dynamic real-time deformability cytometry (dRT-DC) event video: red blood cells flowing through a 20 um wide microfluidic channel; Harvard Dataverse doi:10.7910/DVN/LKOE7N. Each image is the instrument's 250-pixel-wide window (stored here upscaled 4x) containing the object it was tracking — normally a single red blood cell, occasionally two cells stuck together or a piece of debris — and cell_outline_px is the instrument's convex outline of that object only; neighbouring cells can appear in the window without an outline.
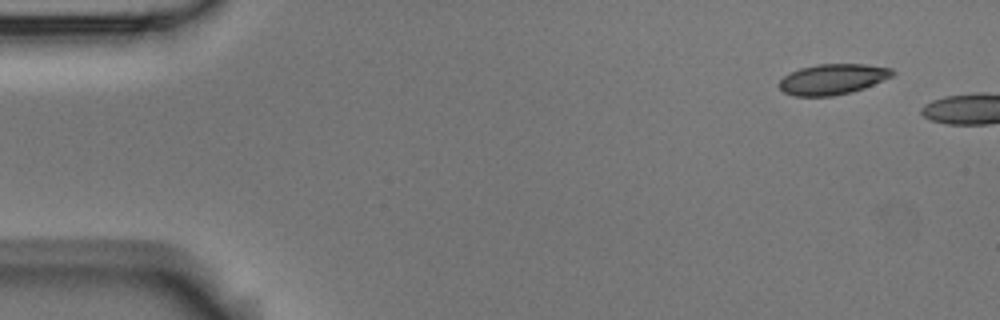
{"species": "Egyptian fruit bat (a non-hibernating species)", "species_latin": "Rousettus aegyptiacus", "temperature_condition": "room temperature", "stored_images_in_passage": 2, "camera_frame_rate_fps": 3000, "um_per_image_px": 0.085, "animal": {"sex": "male"}, "frame": {"image": 1, "passage_image": 1, "time_ms": 0.0, "image_size_px": [1000, 320], "cell_outline_px": [[896, 72], [892, 76], [864, 88], [852, 92], [832, 96], [796, 96], [784, 92], [776, 84], [784, 76], [800, 68], [816, 64], [864, 64], [892, 68]], "centroid_in_image_um": [70.77, 6.73], "position_along_channel_um": 14.2, "area_um2": 20.17}}